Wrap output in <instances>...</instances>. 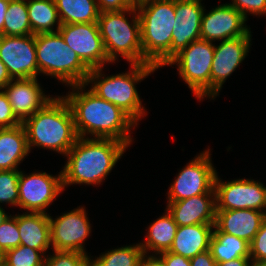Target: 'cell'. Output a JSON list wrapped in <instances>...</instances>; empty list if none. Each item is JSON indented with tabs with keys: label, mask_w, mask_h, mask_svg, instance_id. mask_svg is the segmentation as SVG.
I'll return each instance as SVG.
<instances>
[{
	"label": "cell",
	"mask_w": 266,
	"mask_h": 266,
	"mask_svg": "<svg viewBox=\"0 0 266 266\" xmlns=\"http://www.w3.org/2000/svg\"><path fill=\"white\" fill-rule=\"evenodd\" d=\"M144 251L140 244L119 247L90 259L91 266H141Z\"/></svg>",
	"instance_id": "cell-28"
},
{
	"label": "cell",
	"mask_w": 266,
	"mask_h": 266,
	"mask_svg": "<svg viewBox=\"0 0 266 266\" xmlns=\"http://www.w3.org/2000/svg\"><path fill=\"white\" fill-rule=\"evenodd\" d=\"M0 60L13 79L37 78L35 35L0 36Z\"/></svg>",
	"instance_id": "cell-14"
},
{
	"label": "cell",
	"mask_w": 266,
	"mask_h": 266,
	"mask_svg": "<svg viewBox=\"0 0 266 266\" xmlns=\"http://www.w3.org/2000/svg\"><path fill=\"white\" fill-rule=\"evenodd\" d=\"M30 153L23 124L0 128V171L18 170V165Z\"/></svg>",
	"instance_id": "cell-23"
},
{
	"label": "cell",
	"mask_w": 266,
	"mask_h": 266,
	"mask_svg": "<svg viewBox=\"0 0 266 266\" xmlns=\"http://www.w3.org/2000/svg\"><path fill=\"white\" fill-rule=\"evenodd\" d=\"M22 124L13 113L8 97L0 89V128H12Z\"/></svg>",
	"instance_id": "cell-36"
},
{
	"label": "cell",
	"mask_w": 266,
	"mask_h": 266,
	"mask_svg": "<svg viewBox=\"0 0 266 266\" xmlns=\"http://www.w3.org/2000/svg\"><path fill=\"white\" fill-rule=\"evenodd\" d=\"M91 257L82 252L54 251L45 256L44 266H91Z\"/></svg>",
	"instance_id": "cell-32"
},
{
	"label": "cell",
	"mask_w": 266,
	"mask_h": 266,
	"mask_svg": "<svg viewBox=\"0 0 266 266\" xmlns=\"http://www.w3.org/2000/svg\"><path fill=\"white\" fill-rule=\"evenodd\" d=\"M218 174L214 191L216 210L252 209L266 214V186L254 179L222 182Z\"/></svg>",
	"instance_id": "cell-10"
},
{
	"label": "cell",
	"mask_w": 266,
	"mask_h": 266,
	"mask_svg": "<svg viewBox=\"0 0 266 266\" xmlns=\"http://www.w3.org/2000/svg\"><path fill=\"white\" fill-rule=\"evenodd\" d=\"M26 0H10L3 25V35H32Z\"/></svg>",
	"instance_id": "cell-29"
},
{
	"label": "cell",
	"mask_w": 266,
	"mask_h": 266,
	"mask_svg": "<svg viewBox=\"0 0 266 266\" xmlns=\"http://www.w3.org/2000/svg\"><path fill=\"white\" fill-rule=\"evenodd\" d=\"M204 9L201 18L200 39L210 42L244 36L250 28L246 19L229 3L221 4L209 13Z\"/></svg>",
	"instance_id": "cell-16"
},
{
	"label": "cell",
	"mask_w": 266,
	"mask_h": 266,
	"mask_svg": "<svg viewBox=\"0 0 266 266\" xmlns=\"http://www.w3.org/2000/svg\"><path fill=\"white\" fill-rule=\"evenodd\" d=\"M191 266H216V261L210 250L199 253L190 259Z\"/></svg>",
	"instance_id": "cell-39"
},
{
	"label": "cell",
	"mask_w": 266,
	"mask_h": 266,
	"mask_svg": "<svg viewBox=\"0 0 266 266\" xmlns=\"http://www.w3.org/2000/svg\"><path fill=\"white\" fill-rule=\"evenodd\" d=\"M17 225L20 233V245L37 249L43 254L51 246L49 214L25 212L17 214Z\"/></svg>",
	"instance_id": "cell-21"
},
{
	"label": "cell",
	"mask_w": 266,
	"mask_h": 266,
	"mask_svg": "<svg viewBox=\"0 0 266 266\" xmlns=\"http://www.w3.org/2000/svg\"><path fill=\"white\" fill-rule=\"evenodd\" d=\"M125 13L134 15L131 18L132 23L128 21ZM97 24L110 63H115L120 55L130 64H143L140 19L136 7L101 12Z\"/></svg>",
	"instance_id": "cell-6"
},
{
	"label": "cell",
	"mask_w": 266,
	"mask_h": 266,
	"mask_svg": "<svg viewBox=\"0 0 266 266\" xmlns=\"http://www.w3.org/2000/svg\"><path fill=\"white\" fill-rule=\"evenodd\" d=\"M22 124L29 151L37 146L65 156L78 138L72 111L63 95L54 97Z\"/></svg>",
	"instance_id": "cell-3"
},
{
	"label": "cell",
	"mask_w": 266,
	"mask_h": 266,
	"mask_svg": "<svg viewBox=\"0 0 266 266\" xmlns=\"http://www.w3.org/2000/svg\"><path fill=\"white\" fill-rule=\"evenodd\" d=\"M19 170L0 171V204H10L18 207L19 200Z\"/></svg>",
	"instance_id": "cell-31"
},
{
	"label": "cell",
	"mask_w": 266,
	"mask_h": 266,
	"mask_svg": "<svg viewBox=\"0 0 266 266\" xmlns=\"http://www.w3.org/2000/svg\"><path fill=\"white\" fill-rule=\"evenodd\" d=\"M10 0H0V36L3 35V25Z\"/></svg>",
	"instance_id": "cell-43"
},
{
	"label": "cell",
	"mask_w": 266,
	"mask_h": 266,
	"mask_svg": "<svg viewBox=\"0 0 266 266\" xmlns=\"http://www.w3.org/2000/svg\"><path fill=\"white\" fill-rule=\"evenodd\" d=\"M130 71L105 77L101 68L91 69L85 85H91L90 90L100 98L111 102L126 112L136 123L145 116L136 84L141 82L157 68L151 64H130Z\"/></svg>",
	"instance_id": "cell-5"
},
{
	"label": "cell",
	"mask_w": 266,
	"mask_h": 266,
	"mask_svg": "<svg viewBox=\"0 0 266 266\" xmlns=\"http://www.w3.org/2000/svg\"><path fill=\"white\" fill-rule=\"evenodd\" d=\"M12 79L6 66L0 60V89H3Z\"/></svg>",
	"instance_id": "cell-42"
},
{
	"label": "cell",
	"mask_w": 266,
	"mask_h": 266,
	"mask_svg": "<svg viewBox=\"0 0 266 266\" xmlns=\"http://www.w3.org/2000/svg\"><path fill=\"white\" fill-rule=\"evenodd\" d=\"M18 206L27 212L46 213V207L64 191L62 171L52 176L46 172H34L29 175L20 170Z\"/></svg>",
	"instance_id": "cell-11"
},
{
	"label": "cell",
	"mask_w": 266,
	"mask_h": 266,
	"mask_svg": "<svg viewBox=\"0 0 266 266\" xmlns=\"http://www.w3.org/2000/svg\"><path fill=\"white\" fill-rule=\"evenodd\" d=\"M41 88L37 78L12 79L3 88L13 113L21 123L54 98L45 95Z\"/></svg>",
	"instance_id": "cell-17"
},
{
	"label": "cell",
	"mask_w": 266,
	"mask_h": 266,
	"mask_svg": "<svg viewBox=\"0 0 266 266\" xmlns=\"http://www.w3.org/2000/svg\"><path fill=\"white\" fill-rule=\"evenodd\" d=\"M251 258H237L227 262L216 263V266H250Z\"/></svg>",
	"instance_id": "cell-41"
},
{
	"label": "cell",
	"mask_w": 266,
	"mask_h": 266,
	"mask_svg": "<svg viewBox=\"0 0 266 266\" xmlns=\"http://www.w3.org/2000/svg\"><path fill=\"white\" fill-rule=\"evenodd\" d=\"M3 258H4V254L0 250V266H3Z\"/></svg>",
	"instance_id": "cell-46"
},
{
	"label": "cell",
	"mask_w": 266,
	"mask_h": 266,
	"mask_svg": "<svg viewBox=\"0 0 266 266\" xmlns=\"http://www.w3.org/2000/svg\"><path fill=\"white\" fill-rule=\"evenodd\" d=\"M128 148L126 143L115 139L78 137L65 155L63 188L72 184L98 185L113 170Z\"/></svg>",
	"instance_id": "cell-2"
},
{
	"label": "cell",
	"mask_w": 266,
	"mask_h": 266,
	"mask_svg": "<svg viewBox=\"0 0 266 266\" xmlns=\"http://www.w3.org/2000/svg\"><path fill=\"white\" fill-rule=\"evenodd\" d=\"M251 31L244 36L222 40L214 45V57L211 66V99L220 92L226 79L246 58L251 45Z\"/></svg>",
	"instance_id": "cell-15"
},
{
	"label": "cell",
	"mask_w": 266,
	"mask_h": 266,
	"mask_svg": "<svg viewBox=\"0 0 266 266\" xmlns=\"http://www.w3.org/2000/svg\"><path fill=\"white\" fill-rule=\"evenodd\" d=\"M58 32L90 69L104 68V64L110 63L97 22L61 24Z\"/></svg>",
	"instance_id": "cell-12"
},
{
	"label": "cell",
	"mask_w": 266,
	"mask_h": 266,
	"mask_svg": "<svg viewBox=\"0 0 266 266\" xmlns=\"http://www.w3.org/2000/svg\"><path fill=\"white\" fill-rule=\"evenodd\" d=\"M140 19L143 64L157 69L171 60V42L175 22V0H141Z\"/></svg>",
	"instance_id": "cell-4"
},
{
	"label": "cell",
	"mask_w": 266,
	"mask_h": 266,
	"mask_svg": "<svg viewBox=\"0 0 266 266\" xmlns=\"http://www.w3.org/2000/svg\"><path fill=\"white\" fill-rule=\"evenodd\" d=\"M99 12L122 11L137 7L141 0H96Z\"/></svg>",
	"instance_id": "cell-37"
},
{
	"label": "cell",
	"mask_w": 266,
	"mask_h": 266,
	"mask_svg": "<svg viewBox=\"0 0 266 266\" xmlns=\"http://www.w3.org/2000/svg\"><path fill=\"white\" fill-rule=\"evenodd\" d=\"M38 75L60 80L65 85L84 84L91 69L64 41L59 32L35 35Z\"/></svg>",
	"instance_id": "cell-7"
},
{
	"label": "cell",
	"mask_w": 266,
	"mask_h": 266,
	"mask_svg": "<svg viewBox=\"0 0 266 266\" xmlns=\"http://www.w3.org/2000/svg\"><path fill=\"white\" fill-rule=\"evenodd\" d=\"M61 24L92 23L99 18L96 0H55Z\"/></svg>",
	"instance_id": "cell-27"
},
{
	"label": "cell",
	"mask_w": 266,
	"mask_h": 266,
	"mask_svg": "<svg viewBox=\"0 0 266 266\" xmlns=\"http://www.w3.org/2000/svg\"><path fill=\"white\" fill-rule=\"evenodd\" d=\"M209 250L216 263L237 258H250V244L227 233L220 232L215 226L210 240Z\"/></svg>",
	"instance_id": "cell-25"
},
{
	"label": "cell",
	"mask_w": 266,
	"mask_h": 266,
	"mask_svg": "<svg viewBox=\"0 0 266 266\" xmlns=\"http://www.w3.org/2000/svg\"><path fill=\"white\" fill-rule=\"evenodd\" d=\"M26 4L34 35L58 32L61 22L55 0H26ZM55 25L57 27L54 30Z\"/></svg>",
	"instance_id": "cell-26"
},
{
	"label": "cell",
	"mask_w": 266,
	"mask_h": 266,
	"mask_svg": "<svg viewBox=\"0 0 266 266\" xmlns=\"http://www.w3.org/2000/svg\"><path fill=\"white\" fill-rule=\"evenodd\" d=\"M45 256L37 249L19 245L4 253L3 266H44Z\"/></svg>",
	"instance_id": "cell-30"
},
{
	"label": "cell",
	"mask_w": 266,
	"mask_h": 266,
	"mask_svg": "<svg viewBox=\"0 0 266 266\" xmlns=\"http://www.w3.org/2000/svg\"><path fill=\"white\" fill-rule=\"evenodd\" d=\"M1 207L0 205V225L9 217L8 213H5V210Z\"/></svg>",
	"instance_id": "cell-44"
},
{
	"label": "cell",
	"mask_w": 266,
	"mask_h": 266,
	"mask_svg": "<svg viewBox=\"0 0 266 266\" xmlns=\"http://www.w3.org/2000/svg\"><path fill=\"white\" fill-rule=\"evenodd\" d=\"M210 152V149L203 151L183 167L169 187L168 202L181 201L201 194H215L217 172L211 162Z\"/></svg>",
	"instance_id": "cell-9"
},
{
	"label": "cell",
	"mask_w": 266,
	"mask_h": 266,
	"mask_svg": "<svg viewBox=\"0 0 266 266\" xmlns=\"http://www.w3.org/2000/svg\"><path fill=\"white\" fill-rule=\"evenodd\" d=\"M237 11L241 12L247 20L248 14L266 15V0H232L230 3Z\"/></svg>",
	"instance_id": "cell-35"
},
{
	"label": "cell",
	"mask_w": 266,
	"mask_h": 266,
	"mask_svg": "<svg viewBox=\"0 0 266 266\" xmlns=\"http://www.w3.org/2000/svg\"><path fill=\"white\" fill-rule=\"evenodd\" d=\"M51 247L54 251L82 252L83 243L90 236L91 224L84 207H78L53 219L49 215Z\"/></svg>",
	"instance_id": "cell-13"
},
{
	"label": "cell",
	"mask_w": 266,
	"mask_h": 266,
	"mask_svg": "<svg viewBox=\"0 0 266 266\" xmlns=\"http://www.w3.org/2000/svg\"><path fill=\"white\" fill-rule=\"evenodd\" d=\"M214 224H194L178 226L173 243L168 252L193 258L209 250Z\"/></svg>",
	"instance_id": "cell-22"
},
{
	"label": "cell",
	"mask_w": 266,
	"mask_h": 266,
	"mask_svg": "<svg viewBox=\"0 0 266 266\" xmlns=\"http://www.w3.org/2000/svg\"><path fill=\"white\" fill-rule=\"evenodd\" d=\"M158 257L165 266H191L190 259L168 251L158 254Z\"/></svg>",
	"instance_id": "cell-38"
},
{
	"label": "cell",
	"mask_w": 266,
	"mask_h": 266,
	"mask_svg": "<svg viewBox=\"0 0 266 266\" xmlns=\"http://www.w3.org/2000/svg\"><path fill=\"white\" fill-rule=\"evenodd\" d=\"M20 233L17 225V215L9 216L0 225V250L4 254L20 245Z\"/></svg>",
	"instance_id": "cell-33"
},
{
	"label": "cell",
	"mask_w": 266,
	"mask_h": 266,
	"mask_svg": "<svg viewBox=\"0 0 266 266\" xmlns=\"http://www.w3.org/2000/svg\"><path fill=\"white\" fill-rule=\"evenodd\" d=\"M251 261H266V219L250 242Z\"/></svg>",
	"instance_id": "cell-34"
},
{
	"label": "cell",
	"mask_w": 266,
	"mask_h": 266,
	"mask_svg": "<svg viewBox=\"0 0 266 266\" xmlns=\"http://www.w3.org/2000/svg\"><path fill=\"white\" fill-rule=\"evenodd\" d=\"M178 225L175 223L173 216L168 212L157 218L148 227L145 242L139 243L144 254L148 255V251H154L155 255L169 251L176 235Z\"/></svg>",
	"instance_id": "cell-24"
},
{
	"label": "cell",
	"mask_w": 266,
	"mask_h": 266,
	"mask_svg": "<svg viewBox=\"0 0 266 266\" xmlns=\"http://www.w3.org/2000/svg\"><path fill=\"white\" fill-rule=\"evenodd\" d=\"M141 266H165L164 262L157 256L154 255H145L142 259Z\"/></svg>",
	"instance_id": "cell-40"
},
{
	"label": "cell",
	"mask_w": 266,
	"mask_h": 266,
	"mask_svg": "<svg viewBox=\"0 0 266 266\" xmlns=\"http://www.w3.org/2000/svg\"><path fill=\"white\" fill-rule=\"evenodd\" d=\"M250 266H266V261H251Z\"/></svg>",
	"instance_id": "cell-45"
},
{
	"label": "cell",
	"mask_w": 266,
	"mask_h": 266,
	"mask_svg": "<svg viewBox=\"0 0 266 266\" xmlns=\"http://www.w3.org/2000/svg\"><path fill=\"white\" fill-rule=\"evenodd\" d=\"M85 86V83L70 86L72 92L64 96L72 111L78 137L86 138L89 134L90 138L115 139L129 146L133 139L130 129L138 123L120 107L91 90H84Z\"/></svg>",
	"instance_id": "cell-1"
},
{
	"label": "cell",
	"mask_w": 266,
	"mask_h": 266,
	"mask_svg": "<svg viewBox=\"0 0 266 266\" xmlns=\"http://www.w3.org/2000/svg\"><path fill=\"white\" fill-rule=\"evenodd\" d=\"M212 43L201 39L194 41L167 63L171 67L178 64L180 77L199 101L211 97V66L215 44Z\"/></svg>",
	"instance_id": "cell-8"
},
{
	"label": "cell",
	"mask_w": 266,
	"mask_h": 266,
	"mask_svg": "<svg viewBox=\"0 0 266 266\" xmlns=\"http://www.w3.org/2000/svg\"><path fill=\"white\" fill-rule=\"evenodd\" d=\"M166 209L178 226L215 224V194H201L181 201L168 202Z\"/></svg>",
	"instance_id": "cell-19"
},
{
	"label": "cell",
	"mask_w": 266,
	"mask_h": 266,
	"mask_svg": "<svg viewBox=\"0 0 266 266\" xmlns=\"http://www.w3.org/2000/svg\"><path fill=\"white\" fill-rule=\"evenodd\" d=\"M202 0H175V22L171 42V59L190 43L200 40Z\"/></svg>",
	"instance_id": "cell-18"
},
{
	"label": "cell",
	"mask_w": 266,
	"mask_h": 266,
	"mask_svg": "<svg viewBox=\"0 0 266 266\" xmlns=\"http://www.w3.org/2000/svg\"><path fill=\"white\" fill-rule=\"evenodd\" d=\"M265 219L264 212L252 209L216 210L214 226L220 232L234 235L250 244Z\"/></svg>",
	"instance_id": "cell-20"
}]
</instances>
